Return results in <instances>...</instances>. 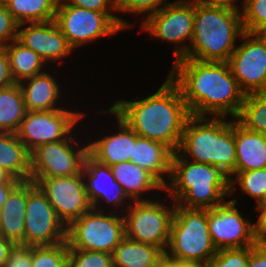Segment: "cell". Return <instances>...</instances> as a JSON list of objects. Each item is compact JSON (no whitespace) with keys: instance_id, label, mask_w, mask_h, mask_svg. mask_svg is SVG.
<instances>
[{"instance_id":"6da1fadb","label":"cell","mask_w":266,"mask_h":267,"mask_svg":"<svg viewBox=\"0 0 266 267\" xmlns=\"http://www.w3.org/2000/svg\"><path fill=\"white\" fill-rule=\"evenodd\" d=\"M168 76L178 85L192 116L236 119L245 93L232 75L228 62L179 59Z\"/></svg>"},{"instance_id":"7a4b0ae2","label":"cell","mask_w":266,"mask_h":267,"mask_svg":"<svg viewBox=\"0 0 266 267\" xmlns=\"http://www.w3.org/2000/svg\"><path fill=\"white\" fill-rule=\"evenodd\" d=\"M139 136L159 141L177 152L191 116L178 85L168 76L160 88L140 100H117L110 107Z\"/></svg>"},{"instance_id":"3957f363","label":"cell","mask_w":266,"mask_h":267,"mask_svg":"<svg viewBox=\"0 0 266 267\" xmlns=\"http://www.w3.org/2000/svg\"><path fill=\"white\" fill-rule=\"evenodd\" d=\"M164 191L169 192L166 196L183 208L211 209L230 196V182L219 168L186 160L180 153L173 152L170 183Z\"/></svg>"},{"instance_id":"277c9868","label":"cell","mask_w":266,"mask_h":267,"mask_svg":"<svg viewBox=\"0 0 266 267\" xmlns=\"http://www.w3.org/2000/svg\"><path fill=\"white\" fill-rule=\"evenodd\" d=\"M244 33L241 11L209 7L195 0L193 37L181 59L228 62L235 42Z\"/></svg>"},{"instance_id":"5b68a950","label":"cell","mask_w":266,"mask_h":267,"mask_svg":"<svg viewBox=\"0 0 266 267\" xmlns=\"http://www.w3.org/2000/svg\"><path fill=\"white\" fill-rule=\"evenodd\" d=\"M177 152L186 160L213 165L232 178L236 165L234 119L228 122L223 117L209 119L191 115Z\"/></svg>"},{"instance_id":"8992f818","label":"cell","mask_w":266,"mask_h":267,"mask_svg":"<svg viewBox=\"0 0 266 267\" xmlns=\"http://www.w3.org/2000/svg\"><path fill=\"white\" fill-rule=\"evenodd\" d=\"M216 253L217 249L209 233L207 209H187L175 203V213L165 255L176 261L205 264Z\"/></svg>"},{"instance_id":"52a82bcc","label":"cell","mask_w":266,"mask_h":267,"mask_svg":"<svg viewBox=\"0 0 266 267\" xmlns=\"http://www.w3.org/2000/svg\"><path fill=\"white\" fill-rule=\"evenodd\" d=\"M104 208L91 209L66 228L68 249H81L112 254L125 237L124 218Z\"/></svg>"},{"instance_id":"ba28073f","label":"cell","mask_w":266,"mask_h":267,"mask_svg":"<svg viewBox=\"0 0 266 267\" xmlns=\"http://www.w3.org/2000/svg\"><path fill=\"white\" fill-rule=\"evenodd\" d=\"M54 22L73 49L132 26L112 12L91 11L73 5H57Z\"/></svg>"},{"instance_id":"9c48e42d","label":"cell","mask_w":266,"mask_h":267,"mask_svg":"<svg viewBox=\"0 0 266 267\" xmlns=\"http://www.w3.org/2000/svg\"><path fill=\"white\" fill-rule=\"evenodd\" d=\"M173 203L171 209L160 200L149 199L126 204L127 213L123 214L125 236L159 247L165 253L175 213V202Z\"/></svg>"},{"instance_id":"30bf717a","label":"cell","mask_w":266,"mask_h":267,"mask_svg":"<svg viewBox=\"0 0 266 267\" xmlns=\"http://www.w3.org/2000/svg\"><path fill=\"white\" fill-rule=\"evenodd\" d=\"M194 12L195 0H177L143 19L140 28L151 37L175 43L174 55L177 61L189 50L188 45L180 47L178 44L188 40L191 44Z\"/></svg>"},{"instance_id":"8fae6325","label":"cell","mask_w":266,"mask_h":267,"mask_svg":"<svg viewBox=\"0 0 266 267\" xmlns=\"http://www.w3.org/2000/svg\"><path fill=\"white\" fill-rule=\"evenodd\" d=\"M83 115L66 108L26 111L16 135L31 154L41 145L67 139Z\"/></svg>"},{"instance_id":"7c38bea8","label":"cell","mask_w":266,"mask_h":267,"mask_svg":"<svg viewBox=\"0 0 266 267\" xmlns=\"http://www.w3.org/2000/svg\"><path fill=\"white\" fill-rule=\"evenodd\" d=\"M66 228L46 195L33 181H27L25 245L52 246L66 242Z\"/></svg>"},{"instance_id":"4fadbf2b","label":"cell","mask_w":266,"mask_h":267,"mask_svg":"<svg viewBox=\"0 0 266 267\" xmlns=\"http://www.w3.org/2000/svg\"><path fill=\"white\" fill-rule=\"evenodd\" d=\"M72 134L65 140L46 143L30 154V180L35 184L41 178L67 177L82 172L84 159L88 154V144L73 147L77 141ZM73 141V143H72ZM73 145H72V144Z\"/></svg>"},{"instance_id":"5bb4252c","label":"cell","mask_w":266,"mask_h":267,"mask_svg":"<svg viewBox=\"0 0 266 267\" xmlns=\"http://www.w3.org/2000/svg\"><path fill=\"white\" fill-rule=\"evenodd\" d=\"M244 40L231 54L228 64L245 94L266 92V41L259 33L244 32Z\"/></svg>"},{"instance_id":"9a60e30c","label":"cell","mask_w":266,"mask_h":267,"mask_svg":"<svg viewBox=\"0 0 266 267\" xmlns=\"http://www.w3.org/2000/svg\"><path fill=\"white\" fill-rule=\"evenodd\" d=\"M236 203V199H232L207 209L209 233L217 251L256 245L253 223L242 217Z\"/></svg>"},{"instance_id":"2e32d148","label":"cell","mask_w":266,"mask_h":267,"mask_svg":"<svg viewBox=\"0 0 266 267\" xmlns=\"http://www.w3.org/2000/svg\"><path fill=\"white\" fill-rule=\"evenodd\" d=\"M36 185L66 227L92 209L82 172L74 176L41 178Z\"/></svg>"},{"instance_id":"e0dca14e","label":"cell","mask_w":266,"mask_h":267,"mask_svg":"<svg viewBox=\"0 0 266 267\" xmlns=\"http://www.w3.org/2000/svg\"><path fill=\"white\" fill-rule=\"evenodd\" d=\"M25 25L26 23L18 25L17 40L37 53L45 64L51 60L61 61V58L69 56L74 51L54 20L29 23L26 27Z\"/></svg>"},{"instance_id":"ac0fdd59","label":"cell","mask_w":266,"mask_h":267,"mask_svg":"<svg viewBox=\"0 0 266 267\" xmlns=\"http://www.w3.org/2000/svg\"><path fill=\"white\" fill-rule=\"evenodd\" d=\"M82 174L92 209L98 210L102 200H105L108 205L113 204L115 208L116 206L123 208L121 206L130 200L122 186L115 180L110 166L98 162L89 153L84 159Z\"/></svg>"},{"instance_id":"d6986e66","label":"cell","mask_w":266,"mask_h":267,"mask_svg":"<svg viewBox=\"0 0 266 267\" xmlns=\"http://www.w3.org/2000/svg\"><path fill=\"white\" fill-rule=\"evenodd\" d=\"M108 113L116 116L119 131L114 135L106 134L102 139L88 142V153L98 162L111 166L131 160L133 146L139 136L111 108Z\"/></svg>"},{"instance_id":"ffe728a7","label":"cell","mask_w":266,"mask_h":267,"mask_svg":"<svg viewBox=\"0 0 266 267\" xmlns=\"http://www.w3.org/2000/svg\"><path fill=\"white\" fill-rule=\"evenodd\" d=\"M27 181H20L2 205L0 236L16 244L25 245V213Z\"/></svg>"},{"instance_id":"44dd1931","label":"cell","mask_w":266,"mask_h":267,"mask_svg":"<svg viewBox=\"0 0 266 267\" xmlns=\"http://www.w3.org/2000/svg\"><path fill=\"white\" fill-rule=\"evenodd\" d=\"M172 155L173 151L165 144L138 137L130 161L148 171L165 187L168 182L163 175L170 179Z\"/></svg>"},{"instance_id":"7402d4cb","label":"cell","mask_w":266,"mask_h":267,"mask_svg":"<svg viewBox=\"0 0 266 267\" xmlns=\"http://www.w3.org/2000/svg\"><path fill=\"white\" fill-rule=\"evenodd\" d=\"M234 119L235 172L266 168V136L246 129Z\"/></svg>"},{"instance_id":"603a6c76","label":"cell","mask_w":266,"mask_h":267,"mask_svg":"<svg viewBox=\"0 0 266 267\" xmlns=\"http://www.w3.org/2000/svg\"><path fill=\"white\" fill-rule=\"evenodd\" d=\"M23 94L26 111H49L56 107L60 98V86L48 72H42L18 83Z\"/></svg>"},{"instance_id":"cb8c5ba5","label":"cell","mask_w":266,"mask_h":267,"mask_svg":"<svg viewBox=\"0 0 266 267\" xmlns=\"http://www.w3.org/2000/svg\"><path fill=\"white\" fill-rule=\"evenodd\" d=\"M110 168L115 180L132 201H148L141 198L144 192L164 190V186L152 174L131 161L120 162Z\"/></svg>"},{"instance_id":"d4e9b609","label":"cell","mask_w":266,"mask_h":267,"mask_svg":"<svg viewBox=\"0 0 266 267\" xmlns=\"http://www.w3.org/2000/svg\"><path fill=\"white\" fill-rule=\"evenodd\" d=\"M0 168L19 181L30 180V153L16 133L0 132Z\"/></svg>"},{"instance_id":"484cf974","label":"cell","mask_w":266,"mask_h":267,"mask_svg":"<svg viewBox=\"0 0 266 267\" xmlns=\"http://www.w3.org/2000/svg\"><path fill=\"white\" fill-rule=\"evenodd\" d=\"M164 255L159 247L125 236L112 253L113 267H158Z\"/></svg>"},{"instance_id":"4316f807","label":"cell","mask_w":266,"mask_h":267,"mask_svg":"<svg viewBox=\"0 0 266 267\" xmlns=\"http://www.w3.org/2000/svg\"><path fill=\"white\" fill-rule=\"evenodd\" d=\"M10 71L15 83L44 72L43 59L17 39L5 45Z\"/></svg>"},{"instance_id":"83f0119b","label":"cell","mask_w":266,"mask_h":267,"mask_svg":"<svg viewBox=\"0 0 266 267\" xmlns=\"http://www.w3.org/2000/svg\"><path fill=\"white\" fill-rule=\"evenodd\" d=\"M26 113L18 83L0 88V132L16 133Z\"/></svg>"},{"instance_id":"f1b7e54d","label":"cell","mask_w":266,"mask_h":267,"mask_svg":"<svg viewBox=\"0 0 266 267\" xmlns=\"http://www.w3.org/2000/svg\"><path fill=\"white\" fill-rule=\"evenodd\" d=\"M18 24L54 20L59 0H3Z\"/></svg>"},{"instance_id":"f546056e","label":"cell","mask_w":266,"mask_h":267,"mask_svg":"<svg viewBox=\"0 0 266 267\" xmlns=\"http://www.w3.org/2000/svg\"><path fill=\"white\" fill-rule=\"evenodd\" d=\"M236 120L246 129L266 136V92L246 94Z\"/></svg>"},{"instance_id":"4dcf8cb0","label":"cell","mask_w":266,"mask_h":267,"mask_svg":"<svg viewBox=\"0 0 266 267\" xmlns=\"http://www.w3.org/2000/svg\"><path fill=\"white\" fill-rule=\"evenodd\" d=\"M234 177L229 179L230 195L234 193L235 184L241 187L245 194L249 195L258 203L266 192V168H260L245 172H235ZM234 189V190H233Z\"/></svg>"},{"instance_id":"1f68e13d","label":"cell","mask_w":266,"mask_h":267,"mask_svg":"<svg viewBox=\"0 0 266 267\" xmlns=\"http://www.w3.org/2000/svg\"><path fill=\"white\" fill-rule=\"evenodd\" d=\"M32 267H68L67 242L52 246H32Z\"/></svg>"},{"instance_id":"d6a6232c","label":"cell","mask_w":266,"mask_h":267,"mask_svg":"<svg viewBox=\"0 0 266 267\" xmlns=\"http://www.w3.org/2000/svg\"><path fill=\"white\" fill-rule=\"evenodd\" d=\"M242 25L244 32L259 33L266 28V0H243Z\"/></svg>"},{"instance_id":"836d02e7","label":"cell","mask_w":266,"mask_h":267,"mask_svg":"<svg viewBox=\"0 0 266 267\" xmlns=\"http://www.w3.org/2000/svg\"><path fill=\"white\" fill-rule=\"evenodd\" d=\"M68 267H113L112 254L68 249Z\"/></svg>"},{"instance_id":"e575fe53","label":"cell","mask_w":266,"mask_h":267,"mask_svg":"<svg viewBox=\"0 0 266 267\" xmlns=\"http://www.w3.org/2000/svg\"><path fill=\"white\" fill-rule=\"evenodd\" d=\"M251 246L240 249H222L209 259L203 267H247Z\"/></svg>"},{"instance_id":"d590c367","label":"cell","mask_w":266,"mask_h":267,"mask_svg":"<svg viewBox=\"0 0 266 267\" xmlns=\"http://www.w3.org/2000/svg\"><path fill=\"white\" fill-rule=\"evenodd\" d=\"M170 3L167 0H116V11L150 16Z\"/></svg>"},{"instance_id":"8d00e7d4","label":"cell","mask_w":266,"mask_h":267,"mask_svg":"<svg viewBox=\"0 0 266 267\" xmlns=\"http://www.w3.org/2000/svg\"><path fill=\"white\" fill-rule=\"evenodd\" d=\"M18 23L8 12L3 0H0V45L9 44L17 39Z\"/></svg>"},{"instance_id":"74e56055","label":"cell","mask_w":266,"mask_h":267,"mask_svg":"<svg viewBox=\"0 0 266 267\" xmlns=\"http://www.w3.org/2000/svg\"><path fill=\"white\" fill-rule=\"evenodd\" d=\"M4 267H32V246L14 245Z\"/></svg>"},{"instance_id":"f35d334b","label":"cell","mask_w":266,"mask_h":267,"mask_svg":"<svg viewBox=\"0 0 266 267\" xmlns=\"http://www.w3.org/2000/svg\"><path fill=\"white\" fill-rule=\"evenodd\" d=\"M57 5H73L98 12L116 11V0H59Z\"/></svg>"},{"instance_id":"ab89813d","label":"cell","mask_w":266,"mask_h":267,"mask_svg":"<svg viewBox=\"0 0 266 267\" xmlns=\"http://www.w3.org/2000/svg\"><path fill=\"white\" fill-rule=\"evenodd\" d=\"M5 45H0V88L14 84Z\"/></svg>"},{"instance_id":"60d3db41","label":"cell","mask_w":266,"mask_h":267,"mask_svg":"<svg viewBox=\"0 0 266 267\" xmlns=\"http://www.w3.org/2000/svg\"><path fill=\"white\" fill-rule=\"evenodd\" d=\"M255 209L261 211L257 223L253 224L254 236L258 240L266 238V206H256Z\"/></svg>"},{"instance_id":"b9f144b4","label":"cell","mask_w":266,"mask_h":267,"mask_svg":"<svg viewBox=\"0 0 266 267\" xmlns=\"http://www.w3.org/2000/svg\"><path fill=\"white\" fill-rule=\"evenodd\" d=\"M247 267H266V255L256 245L251 246Z\"/></svg>"},{"instance_id":"7bdbcfd3","label":"cell","mask_w":266,"mask_h":267,"mask_svg":"<svg viewBox=\"0 0 266 267\" xmlns=\"http://www.w3.org/2000/svg\"><path fill=\"white\" fill-rule=\"evenodd\" d=\"M158 267H203V264L200 262L176 261L164 255L161 258Z\"/></svg>"},{"instance_id":"ee69618b","label":"cell","mask_w":266,"mask_h":267,"mask_svg":"<svg viewBox=\"0 0 266 267\" xmlns=\"http://www.w3.org/2000/svg\"><path fill=\"white\" fill-rule=\"evenodd\" d=\"M204 5L209 7H223L234 11H241L236 4V0H199Z\"/></svg>"},{"instance_id":"f6af8a7d","label":"cell","mask_w":266,"mask_h":267,"mask_svg":"<svg viewBox=\"0 0 266 267\" xmlns=\"http://www.w3.org/2000/svg\"><path fill=\"white\" fill-rule=\"evenodd\" d=\"M15 244L0 236V267H4L5 261Z\"/></svg>"},{"instance_id":"bcb514c9","label":"cell","mask_w":266,"mask_h":267,"mask_svg":"<svg viewBox=\"0 0 266 267\" xmlns=\"http://www.w3.org/2000/svg\"><path fill=\"white\" fill-rule=\"evenodd\" d=\"M17 184L18 183H0V206L4 204L8 194Z\"/></svg>"},{"instance_id":"7dc6e473","label":"cell","mask_w":266,"mask_h":267,"mask_svg":"<svg viewBox=\"0 0 266 267\" xmlns=\"http://www.w3.org/2000/svg\"><path fill=\"white\" fill-rule=\"evenodd\" d=\"M20 181L15 179L5 169L0 168V183H19Z\"/></svg>"},{"instance_id":"c3c4849f","label":"cell","mask_w":266,"mask_h":267,"mask_svg":"<svg viewBox=\"0 0 266 267\" xmlns=\"http://www.w3.org/2000/svg\"><path fill=\"white\" fill-rule=\"evenodd\" d=\"M256 246L266 255V238L256 240Z\"/></svg>"},{"instance_id":"681fc988","label":"cell","mask_w":266,"mask_h":267,"mask_svg":"<svg viewBox=\"0 0 266 267\" xmlns=\"http://www.w3.org/2000/svg\"><path fill=\"white\" fill-rule=\"evenodd\" d=\"M257 206H266V192L263 194L262 198L257 203Z\"/></svg>"},{"instance_id":"f907efd6","label":"cell","mask_w":266,"mask_h":267,"mask_svg":"<svg viewBox=\"0 0 266 267\" xmlns=\"http://www.w3.org/2000/svg\"><path fill=\"white\" fill-rule=\"evenodd\" d=\"M259 34L262 36V38L266 41V28L262 29Z\"/></svg>"},{"instance_id":"816d5d0a","label":"cell","mask_w":266,"mask_h":267,"mask_svg":"<svg viewBox=\"0 0 266 267\" xmlns=\"http://www.w3.org/2000/svg\"><path fill=\"white\" fill-rule=\"evenodd\" d=\"M1 216H2V206H0V223H1Z\"/></svg>"}]
</instances>
